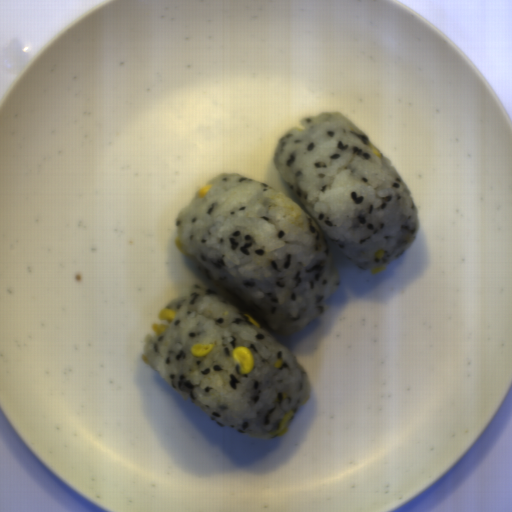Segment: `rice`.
Returning <instances> with one entry per match:
<instances>
[{
    "mask_svg": "<svg viewBox=\"0 0 512 512\" xmlns=\"http://www.w3.org/2000/svg\"><path fill=\"white\" fill-rule=\"evenodd\" d=\"M372 148L379 150L343 113L320 112L290 128L275 148V168L303 208L276 187L233 172L211 179L205 196L181 208L175 228L184 254L225 293L198 284L168 302L175 318L162 321V335H145L142 357L221 428L275 438L289 412L307 402L310 380L277 335L295 332L327 308L341 282L330 243L373 272L395 263L416 240V202L391 162ZM196 343L214 348L194 357ZM242 345L255 360L244 375L232 358Z\"/></svg>",
    "mask_w": 512,
    "mask_h": 512,
    "instance_id": "652b925c",
    "label": "rice"
}]
</instances>
